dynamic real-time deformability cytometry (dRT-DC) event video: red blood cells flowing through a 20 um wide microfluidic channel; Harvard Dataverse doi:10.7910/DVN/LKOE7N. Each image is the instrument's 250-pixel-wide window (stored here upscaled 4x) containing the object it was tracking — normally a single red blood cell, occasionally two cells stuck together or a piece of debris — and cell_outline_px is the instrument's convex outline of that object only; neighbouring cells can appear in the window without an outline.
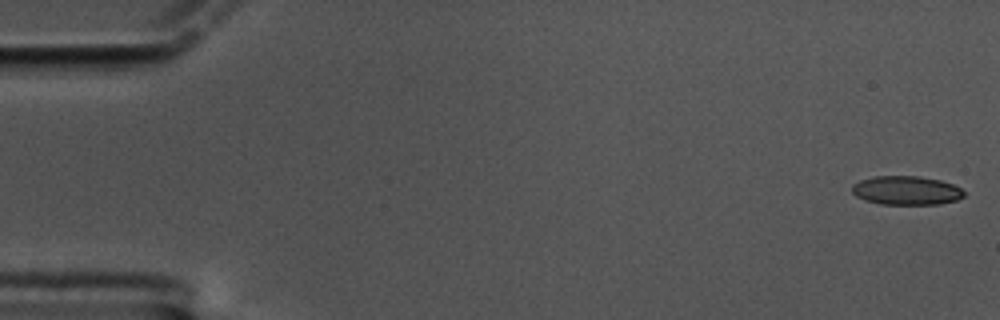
{"species": "common noctule bat (a hibernating species)", "species_latin": "Nyctalus noctula", "temperature_condition": "cold", "stored_images_in_passage": 59, "camera_frame_rate_fps": 3000, "um_per_image_px": 0.085, "animal": {"sex": "male", "body_mass_g": 17.5, "forearm_length_mm": 52.3}, "frame": {"image": 1, "passage_image": 1, "time_ms": 0.0, "image_size_px": [1000, 320], "cell_outline_px": [[964, 196], [956, 200], [936, 204], [880, 204], [864, 200], [856, 196], [852, 192], [852, 184], [860, 180], [872, 176], [920, 176], [940, 180], [952, 184], [960, 188], [964, 192]], "centroid_in_image_um": [77.0, 16.18], "position_along_channel_um": 8.0, "area_um2": 18.84}}
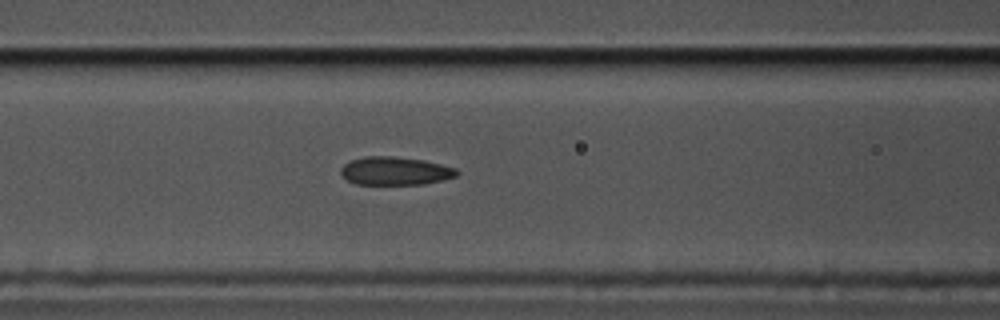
{"frame": {"image": 2, "passage_image": 24, "time_ms": 7.667, "image_size_px": [1000, 320], "cell_outline_px": [[460, 172], [456, 176], [424, 184], [356, 184], [348, 180], [340, 172], [340, 168], [344, 164], [352, 160], [368, 156], [388, 156], [424, 160], [456, 168]], "centroid_in_image_um": [33.59, 14.53], "position_along_channel_um": 133.0, "area_um2": 18.84}}
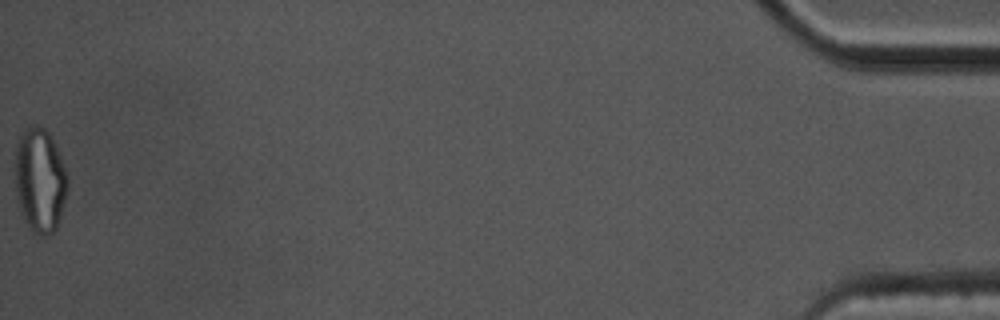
{"frame": {"image": 3, "passage_image": 59, "time_ms": 19.333, "image_size_px": [1000, 320], "cell_outline_px": [[68, 188], [60, 220], [56, 228], [52, 232], [44, 236], [36, 232], [24, 220], [20, 212], [16, 192], [16, 144], [24, 128], [36, 124], [44, 128], [48, 132], [60, 156], [68, 180]], "centroid_in_image_um": [3.39, 15.31], "position_along_channel_um": 431.8, "area_um2": 31.62}, "authors_computed_cell_mechanics": {"area_um2": 19.652, "velocity_mm_per_s": 3.4185, "shape_relaxation_time_tau1_ms": 5.6295, "shape_relaxation_time_tau2_ms": 2.233, "deformation_change_tau1": 0.155, "deformation_change_tau2": 0.1021}}